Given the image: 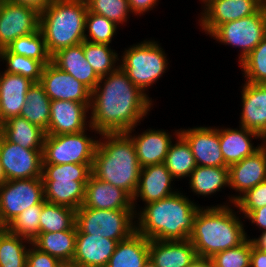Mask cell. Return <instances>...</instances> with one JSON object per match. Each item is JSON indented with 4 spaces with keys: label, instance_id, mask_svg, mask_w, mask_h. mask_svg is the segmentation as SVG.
Here are the masks:
<instances>
[{
    "label": "cell",
    "instance_id": "obj_1",
    "mask_svg": "<svg viewBox=\"0 0 266 267\" xmlns=\"http://www.w3.org/2000/svg\"><path fill=\"white\" fill-rule=\"evenodd\" d=\"M152 103V98L135 86L119 66L112 73L100 77L91 92L88 127L99 135L126 133L140 124Z\"/></svg>",
    "mask_w": 266,
    "mask_h": 267
},
{
    "label": "cell",
    "instance_id": "obj_2",
    "mask_svg": "<svg viewBox=\"0 0 266 267\" xmlns=\"http://www.w3.org/2000/svg\"><path fill=\"white\" fill-rule=\"evenodd\" d=\"M201 207L177 191L136 213V232L148 240H187Z\"/></svg>",
    "mask_w": 266,
    "mask_h": 267
},
{
    "label": "cell",
    "instance_id": "obj_3",
    "mask_svg": "<svg viewBox=\"0 0 266 267\" xmlns=\"http://www.w3.org/2000/svg\"><path fill=\"white\" fill-rule=\"evenodd\" d=\"M95 150L92 175L135 195L141 167L132 139L126 133H104ZM104 141H103V140Z\"/></svg>",
    "mask_w": 266,
    "mask_h": 267
},
{
    "label": "cell",
    "instance_id": "obj_4",
    "mask_svg": "<svg viewBox=\"0 0 266 267\" xmlns=\"http://www.w3.org/2000/svg\"><path fill=\"white\" fill-rule=\"evenodd\" d=\"M231 205L201 207L194 221L189 240L198 257L211 258L214 254L242 244L250 238ZM248 236V237H247Z\"/></svg>",
    "mask_w": 266,
    "mask_h": 267
},
{
    "label": "cell",
    "instance_id": "obj_5",
    "mask_svg": "<svg viewBox=\"0 0 266 267\" xmlns=\"http://www.w3.org/2000/svg\"><path fill=\"white\" fill-rule=\"evenodd\" d=\"M87 11L86 1L54 0L40 12L39 29L51 56L85 40Z\"/></svg>",
    "mask_w": 266,
    "mask_h": 267
},
{
    "label": "cell",
    "instance_id": "obj_6",
    "mask_svg": "<svg viewBox=\"0 0 266 267\" xmlns=\"http://www.w3.org/2000/svg\"><path fill=\"white\" fill-rule=\"evenodd\" d=\"M92 164H43L44 200L77 210L83 204Z\"/></svg>",
    "mask_w": 266,
    "mask_h": 267
},
{
    "label": "cell",
    "instance_id": "obj_7",
    "mask_svg": "<svg viewBox=\"0 0 266 267\" xmlns=\"http://www.w3.org/2000/svg\"><path fill=\"white\" fill-rule=\"evenodd\" d=\"M164 49L155 40H144L134 44L124 51L120 60V67L128 78L144 94L166 73L168 60Z\"/></svg>",
    "mask_w": 266,
    "mask_h": 267
},
{
    "label": "cell",
    "instance_id": "obj_8",
    "mask_svg": "<svg viewBox=\"0 0 266 267\" xmlns=\"http://www.w3.org/2000/svg\"><path fill=\"white\" fill-rule=\"evenodd\" d=\"M136 212L134 209L100 210L80 207L76 210L75 225L81 233L100 235L120 242L136 232Z\"/></svg>",
    "mask_w": 266,
    "mask_h": 267
},
{
    "label": "cell",
    "instance_id": "obj_9",
    "mask_svg": "<svg viewBox=\"0 0 266 267\" xmlns=\"http://www.w3.org/2000/svg\"><path fill=\"white\" fill-rule=\"evenodd\" d=\"M266 35V4L255 14L219 25L209 36L232 47L240 48L242 62Z\"/></svg>",
    "mask_w": 266,
    "mask_h": 267
},
{
    "label": "cell",
    "instance_id": "obj_10",
    "mask_svg": "<svg viewBox=\"0 0 266 267\" xmlns=\"http://www.w3.org/2000/svg\"><path fill=\"white\" fill-rule=\"evenodd\" d=\"M86 134L45 135L43 164H93L98 140Z\"/></svg>",
    "mask_w": 266,
    "mask_h": 267
},
{
    "label": "cell",
    "instance_id": "obj_11",
    "mask_svg": "<svg viewBox=\"0 0 266 267\" xmlns=\"http://www.w3.org/2000/svg\"><path fill=\"white\" fill-rule=\"evenodd\" d=\"M43 200L42 177L5 181L0 185V223L8 226L22 211Z\"/></svg>",
    "mask_w": 266,
    "mask_h": 267
},
{
    "label": "cell",
    "instance_id": "obj_12",
    "mask_svg": "<svg viewBox=\"0 0 266 267\" xmlns=\"http://www.w3.org/2000/svg\"><path fill=\"white\" fill-rule=\"evenodd\" d=\"M0 163L7 180L42 177L43 149H27L0 134Z\"/></svg>",
    "mask_w": 266,
    "mask_h": 267
},
{
    "label": "cell",
    "instance_id": "obj_13",
    "mask_svg": "<svg viewBox=\"0 0 266 267\" xmlns=\"http://www.w3.org/2000/svg\"><path fill=\"white\" fill-rule=\"evenodd\" d=\"M40 12L33 7L4 1L0 9V50L15 39L39 30Z\"/></svg>",
    "mask_w": 266,
    "mask_h": 267
},
{
    "label": "cell",
    "instance_id": "obj_14",
    "mask_svg": "<svg viewBox=\"0 0 266 267\" xmlns=\"http://www.w3.org/2000/svg\"><path fill=\"white\" fill-rule=\"evenodd\" d=\"M39 83L44 87L51 101L63 100L91 104V91L52 62L44 66Z\"/></svg>",
    "mask_w": 266,
    "mask_h": 267
},
{
    "label": "cell",
    "instance_id": "obj_15",
    "mask_svg": "<svg viewBox=\"0 0 266 267\" xmlns=\"http://www.w3.org/2000/svg\"><path fill=\"white\" fill-rule=\"evenodd\" d=\"M266 180V141L252 155L229 166V187L239 192L228 199L232 204L247 190Z\"/></svg>",
    "mask_w": 266,
    "mask_h": 267
},
{
    "label": "cell",
    "instance_id": "obj_16",
    "mask_svg": "<svg viewBox=\"0 0 266 267\" xmlns=\"http://www.w3.org/2000/svg\"><path fill=\"white\" fill-rule=\"evenodd\" d=\"M264 4L262 0H213L198 21L202 30L210 35L219 25L253 15Z\"/></svg>",
    "mask_w": 266,
    "mask_h": 267
},
{
    "label": "cell",
    "instance_id": "obj_17",
    "mask_svg": "<svg viewBox=\"0 0 266 267\" xmlns=\"http://www.w3.org/2000/svg\"><path fill=\"white\" fill-rule=\"evenodd\" d=\"M179 130V134L189 144L197 166H225L218 127L204 126Z\"/></svg>",
    "mask_w": 266,
    "mask_h": 267
},
{
    "label": "cell",
    "instance_id": "obj_18",
    "mask_svg": "<svg viewBox=\"0 0 266 267\" xmlns=\"http://www.w3.org/2000/svg\"><path fill=\"white\" fill-rule=\"evenodd\" d=\"M89 108L90 104L75 101H51L46 135L75 134L88 130L86 125H90V121H86V118Z\"/></svg>",
    "mask_w": 266,
    "mask_h": 267
},
{
    "label": "cell",
    "instance_id": "obj_19",
    "mask_svg": "<svg viewBox=\"0 0 266 267\" xmlns=\"http://www.w3.org/2000/svg\"><path fill=\"white\" fill-rule=\"evenodd\" d=\"M81 207L100 210L134 209L133 197L122 188L99 180L90 175L85 187V197Z\"/></svg>",
    "mask_w": 266,
    "mask_h": 267
},
{
    "label": "cell",
    "instance_id": "obj_20",
    "mask_svg": "<svg viewBox=\"0 0 266 267\" xmlns=\"http://www.w3.org/2000/svg\"><path fill=\"white\" fill-rule=\"evenodd\" d=\"M242 87L240 126L257 132L266 141V84L245 82Z\"/></svg>",
    "mask_w": 266,
    "mask_h": 267
},
{
    "label": "cell",
    "instance_id": "obj_21",
    "mask_svg": "<svg viewBox=\"0 0 266 267\" xmlns=\"http://www.w3.org/2000/svg\"><path fill=\"white\" fill-rule=\"evenodd\" d=\"M174 178L165 163L153 164L141 168L139 183L135 195L133 196L134 210L137 209L136 200L140 199L145 204L169 197L177 191L171 188ZM173 190V191H172Z\"/></svg>",
    "mask_w": 266,
    "mask_h": 267
},
{
    "label": "cell",
    "instance_id": "obj_22",
    "mask_svg": "<svg viewBox=\"0 0 266 267\" xmlns=\"http://www.w3.org/2000/svg\"><path fill=\"white\" fill-rule=\"evenodd\" d=\"M118 241L100 235L84 234L77 229L73 262L78 267H106Z\"/></svg>",
    "mask_w": 266,
    "mask_h": 267
},
{
    "label": "cell",
    "instance_id": "obj_23",
    "mask_svg": "<svg viewBox=\"0 0 266 267\" xmlns=\"http://www.w3.org/2000/svg\"><path fill=\"white\" fill-rule=\"evenodd\" d=\"M134 130L132 128L126 134L134 143L140 167L164 163L172 143V134L162 129H146L145 132L132 136Z\"/></svg>",
    "mask_w": 266,
    "mask_h": 267
},
{
    "label": "cell",
    "instance_id": "obj_24",
    "mask_svg": "<svg viewBox=\"0 0 266 267\" xmlns=\"http://www.w3.org/2000/svg\"><path fill=\"white\" fill-rule=\"evenodd\" d=\"M149 257L158 267H187L197 257V253L189 239H151Z\"/></svg>",
    "mask_w": 266,
    "mask_h": 267
},
{
    "label": "cell",
    "instance_id": "obj_25",
    "mask_svg": "<svg viewBox=\"0 0 266 267\" xmlns=\"http://www.w3.org/2000/svg\"><path fill=\"white\" fill-rule=\"evenodd\" d=\"M51 62L60 70L69 73L80 81L91 92L99 82L100 78L85 59L83 42L58 50L51 56Z\"/></svg>",
    "mask_w": 266,
    "mask_h": 267
},
{
    "label": "cell",
    "instance_id": "obj_26",
    "mask_svg": "<svg viewBox=\"0 0 266 267\" xmlns=\"http://www.w3.org/2000/svg\"><path fill=\"white\" fill-rule=\"evenodd\" d=\"M239 127V130L235 128H219L220 149L225 161V167L240 162L260 148L261 145L254 147L251 138H260L265 141L257 132Z\"/></svg>",
    "mask_w": 266,
    "mask_h": 267
},
{
    "label": "cell",
    "instance_id": "obj_27",
    "mask_svg": "<svg viewBox=\"0 0 266 267\" xmlns=\"http://www.w3.org/2000/svg\"><path fill=\"white\" fill-rule=\"evenodd\" d=\"M33 84V81L21 75L0 73L1 110L5 121L20 116L26 103V93Z\"/></svg>",
    "mask_w": 266,
    "mask_h": 267
},
{
    "label": "cell",
    "instance_id": "obj_28",
    "mask_svg": "<svg viewBox=\"0 0 266 267\" xmlns=\"http://www.w3.org/2000/svg\"><path fill=\"white\" fill-rule=\"evenodd\" d=\"M149 258V240L135 232L117 243L106 267H142Z\"/></svg>",
    "mask_w": 266,
    "mask_h": 267
},
{
    "label": "cell",
    "instance_id": "obj_29",
    "mask_svg": "<svg viewBox=\"0 0 266 267\" xmlns=\"http://www.w3.org/2000/svg\"><path fill=\"white\" fill-rule=\"evenodd\" d=\"M77 227L58 232H40L32 244L59 261H72L75 255Z\"/></svg>",
    "mask_w": 266,
    "mask_h": 267
},
{
    "label": "cell",
    "instance_id": "obj_30",
    "mask_svg": "<svg viewBox=\"0 0 266 267\" xmlns=\"http://www.w3.org/2000/svg\"><path fill=\"white\" fill-rule=\"evenodd\" d=\"M1 134L14 144L27 149H43L45 131L21 116L5 121Z\"/></svg>",
    "mask_w": 266,
    "mask_h": 267
},
{
    "label": "cell",
    "instance_id": "obj_31",
    "mask_svg": "<svg viewBox=\"0 0 266 267\" xmlns=\"http://www.w3.org/2000/svg\"><path fill=\"white\" fill-rule=\"evenodd\" d=\"M189 187L198 196H209L229 187V167L196 166L189 176Z\"/></svg>",
    "mask_w": 266,
    "mask_h": 267
},
{
    "label": "cell",
    "instance_id": "obj_32",
    "mask_svg": "<svg viewBox=\"0 0 266 267\" xmlns=\"http://www.w3.org/2000/svg\"><path fill=\"white\" fill-rule=\"evenodd\" d=\"M50 104L51 100L44 87L40 83H34L26 93V103L20 116L46 132L50 121Z\"/></svg>",
    "mask_w": 266,
    "mask_h": 267
},
{
    "label": "cell",
    "instance_id": "obj_33",
    "mask_svg": "<svg viewBox=\"0 0 266 267\" xmlns=\"http://www.w3.org/2000/svg\"><path fill=\"white\" fill-rule=\"evenodd\" d=\"M179 131L176 130L173 133L177 140L175 144L171 143L164 162L166 168L175 179L189 177L197 166L189 144L179 134Z\"/></svg>",
    "mask_w": 266,
    "mask_h": 267
},
{
    "label": "cell",
    "instance_id": "obj_34",
    "mask_svg": "<svg viewBox=\"0 0 266 267\" xmlns=\"http://www.w3.org/2000/svg\"><path fill=\"white\" fill-rule=\"evenodd\" d=\"M40 232H58L72 229L76 223V210L64 205L42 201Z\"/></svg>",
    "mask_w": 266,
    "mask_h": 267
},
{
    "label": "cell",
    "instance_id": "obj_35",
    "mask_svg": "<svg viewBox=\"0 0 266 267\" xmlns=\"http://www.w3.org/2000/svg\"><path fill=\"white\" fill-rule=\"evenodd\" d=\"M108 44L83 41V50L86 61L91 65L97 76L104 77L119 67L118 53ZM117 65V66H116Z\"/></svg>",
    "mask_w": 266,
    "mask_h": 267
},
{
    "label": "cell",
    "instance_id": "obj_36",
    "mask_svg": "<svg viewBox=\"0 0 266 267\" xmlns=\"http://www.w3.org/2000/svg\"><path fill=\"white\" fill-rule=\"evenodd\" d=\"M24 243L32 242L7 231L0 241V267H26L30 245Z\"/></svg>",
    "mask_w": 266,
    "mask_h": 267
},
{
    "label": "cell",
    "instance_id": "obj_37",
    "mask_svg": "<svg viewBox=\"0 0 266 267\" xmlns=\"http://www.w3.org/2000/svg\"><path fill=\"white\" fill-rule=\"evenodd\" d=\"M11 53L41 61L44 65L51 62L43 34L40 29L32 34L15 39L6 47Z\"/></svg>",
    "mask_w": 266,
    "mask_h": 267
},
{
    "label": "cell",
    "instance_id": "obj_38",
    "mask_svg": "<svg viewBox=\"0 0 266 267\" xmlns=\"http://www.w3.org/2000/svg\"><path fill=\"white\" fill-rule=\"evenodd\" d=\"M0 59L6 62L4 72L21 75L34 83L40 82L45 66L41 61L11 53L7 48L0 50Z\"/></svg>",
    "mask_w": 266,
    "mask_h": 267
},
{
    "label": "cell",
    "instance_id": "obj_39",
    "mask_svg": "<svg viewBox=\"0 0 266 267\" xmlns=\"http://www.w3.org/2000/svg\"><path fill=\"white\" fill-rule=\"evenodd\" d=\"M42 202L22 211L7 226L8 231L32 242L40 233Z\"/></svg>",
    "mask_w": 266,
    "mask_h": 267
},
{
    "label": "cell",
    "instance_id": "obj_40",
    "mask_svg": "<svg viewBox=\"0 0 266 267\" xmlns=\"http://www.w3.org/2000/svg\"><path fill=\"white\" fill-rule=\"evenodd\" d=\"M240 68L245 82L266 84V35L260 44L242 61Z\"/></svg>",
    "mask_w": 266,
    "mask_h": 267
},
{
    "label": "cell",
    "instance_id": "obj_41",
    "mask_svg": "<svg viewBox=\"0 0 266 267\" xmlns=\"http://www.w3.org/2000/svg\"><path fill=\"white\" fill-rule=\"evenodd\" d=\"M118 27L117 24L106 17L87 11L85 31L88 32H85V40L110 45ZM86 33H89V35Z\"/></svg>",
    "mask_w": 266,
    "mask_h": 267
},
{
    "label": "cell",
    "instance_id": "obj_42",
    "mask_svg": "<svg viewBox=\"0 0 266 267\" xmlns=\"http://www.w3.org/2000/svg\"><path fill=\"white\" fill-rule=\"evenodd\" d=\"M86 3L89 12L102 15L117 25L127 22L131 13L128 0H86Z\"/></svg>",
    "mask_w": 266,
    "mask_h": 267
},
{
    "label": "cell",
    "instance_id": "obj_43",
    "mask_svg": "<svg viewBox=\"0 0 266 267\" xmlns=\"http://www.w3.org/2000/svg\"><path fill=\"white\" fill-rule=\"evenodd\" d=\"M210 260L215 267H250L251 240L247 238L239 246L218 252Z\"/></svg>",
    "mask_w": 266,
    "mask_h": 267
},
{
    "label": "cell",
    "instance_id": "obj_44",
    "mask_svg": "<svg viewBox=\"0 0 266 267\" xmlns=\"http://www.w3.org/2000/svg\"><path fill=\"white\" fill-rule=\"evenodd\" d=\"M263 206H266V180L247 190L233 205V207L239 208L237 213H243L244 217L252 210Z\"/></svg>",
    "mask_w": 266,
    "mask_h": 267
},
{
    "label": "cell",
    "instance_id": "obj_45",
    "mask_svg": "<svg viewBox=\"0 0 266 267\" xmlns=\"http://www.w3.org/2000/svg\"><path fill=\"white\" fill-rule=\"evenodd\" d=\"M27 253L26 267H56L59 260L50 254L40 251L32 243Z\"/></svg>",
    "mask_w": 266,
    "mask_h": 267
},
{
    "label": "cell",
    "instance_id": "obj_46",
    "mask_svg": "<svg viewBox=\"0 0 266 267\" xmlns=\"http://www.w3.org/2000/svg\"><path fill=\"white\" fill-rule=\"evenodd\" d=\"M158 0H128L131 13L134 15H144L145 12L153 10Z\"/></svg>",
    "mask_w": 266,
    "mask_h": 267
},
{
    "label": "cell",
    "instance_id": "obj_47",
    "mask_svg": "<svg viewBox=\"0 0 266 267\" xmlns=\"http://www.w3.org/2000/svg\"><path fill=\"white\" fill-rule=\"evenodd\" d=\"M243 218L251 220V224L253 223L258 226L262 232L266 231V206L252 210Z\"/></svg>",
    "mask_w": 266,
    "mask_h": 267
},
{
    "label": "cell",
    "instance_id": "obj_48",
    "mask_svg": "<svg viewBox=\"0 0 266 267\" xmlns=\"http://www.w3.org/2000/svg\"><path fill=\"white\" fill-rule=\"evenodd\" d=\"M250 267H266V252L254 247L252 242Z\"/></svg>",
    "mask_w": 266,
    "mask_h": 267
},
{
    "label": "cell",
    "instance_id": "obj_49",
    "mask_svg": "<svg viewBox=\"0 0 266 267\" xmlns=\"http://www.w3.org/2000/svg\"><path fill=\"white\" fill-rule=\"evenodd\" d=\"M4 1L30 6L38 10L39 12H42L54 0H4Z\"/></svg>",
    "mask_w": 266,
    "mask_h": 267
},
{
    "label": "cell",
    "instance_id": "obj_50",
    "mask_svg": "<svg viewBox=\"0 0 266 267\" xmlns=\"http://www.w3.org/2000/svg\"><path fill=\"white\" fill-rule=\"evenodd\" d=\"M250 240L254 247L266 252V231L262 232L258 238H252Z\"/></svg>",
    "mask_w": 266,
    "mask_h": 267
},
{
    "label": "cell",
    "instance_id": "obj_51",
    "mask_svg": "<svg viewBox=\"0 0 266 267\" xmlns=\"http://www.w3.org/2000/svg\"><path fill=\"white\" fill-rule=\"evenodd\" d=\"M187 267H212L210 258L196 257Z\"/></svg>",
    "mask_w": 266,
    "mask_h": 267
},
{
    "label": "cell",
    "instance_id": "obj_52",
    "mask_svg": "<svg viewBox=\"0 0 266 267\" xmlns=\"http://www.w3.org/2000/svg\"><path fill=\"white\" fill-rule=\"evenodd\" d=\"M56 267H78L73 261H60Z\"/></svg>",
    "mask_w": 266,
    "mask_h": 267
},
{
    "label": "cell",
    "instance_id": "obj_53",
    "mask_svg": "<svg viewBox=\"0 0 266 267\" xmlns=\"http://www.w3.org/2000/svg\"><path fill=\"white\" fill-rule=\"evenodd\" d=\"M4 124H5V120L3 118V114H2V110H1V97H0V134L3 130Z\"/></svg>",
    "mask_w": 266,
    "mask_h": 267
},
{
    "label": "cell",
    "instance_id": "obj_54",
    "mask_svg": "<svg viewBox=\"0 0 266 267\" xmlns=\"http://www.w3.org/2000/svg\"><path fill=\"white\" fill-rule=\"evenodd\" d=\"M142 267H158L153 261L152 259L149 257L146 262L143 264Z\"/></svg>",
    "mask_w": 266,
    "mask_h": 267
},
{
    "label": "cell",
    "instance_id": "obj_55",
    "mask_svg": "<svg viewBox=\"0 0 266 267\" xmlns=\"http://www.w3.org/2000/svg\"><path fill=\"white\" fill-rule=\"evenodd\" d=\"M5 181H7V179L5 177L3 168H2L1 163H0V185H2Z\"/></svg>",
    "mask_w": 266,
    "mask_h": 267
},
{
    "label": "cell",
    "instance_id": "obj_56",
    "mask_svg": "<svg viewBox=\"0 0 266 267\" xmlns=\"http://www.w3.org/2000/svg\"><path fill=\"white\" fill-rule=\"evenodd\" d=\"M8 231V228L6 225H3L0 223V241L2 239V236Z\"/></svg>",
    "mask_w": 266,
    "mask_h": 267
},
{
    "label": "cell",
    "instance_id": "obj_57",
    "mask_svg": "<svg viewBox=\"0 0 266 267\" xmlns=\"http://www.w3.org/2000/svg\"><path fill=\"white\" fill-rule=\"evenodd\" d=\"M201 2H203V5H202V9H204L206 6H208L213 0H200Z\"/></svg>",
    "mask_w": 266,
    "mask_h": 267
},
{
    "label": "cell",
    "instance_id": "obj_58",
    "mask_svg": "<svg viewBox=\"0 0 266 267\" xmlns=\"http://www.w3.org/2000/svg\"><path fill=\"white\" fill-rule=\"evenodd\" d=\"M3 3H4V0H0V9H1Z\"/></svg>",
    "mask_w": 266,
    "mask_h": 267
}]
</instances>
